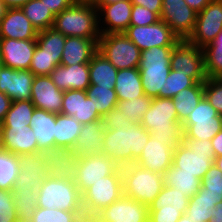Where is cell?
Instances as JSON below:
<instances>
[{
  "label": "cell",
  "mask_w": 222,
  "mask_h": 222,
  "mask_svg": "<svg viewBox=\"0 0 222 222\" xmlns=\"http://www.w3.org/2000/svg\"><path fill=\"white\" fill-rule=\"evenodd\" d=\"M7 8H21L30 0H1Z\"/></svg>",
  "instance_id": "obj_61"
},
{
  "label": "cell",
  "mask_w": 222,
  "mask_h": 222,
  "mask_svg": "<svg viewBox=\"0 0 222 222\" xmlns=\"http://www.w3.org/2000/svg\"><path fill=\"white\" fill-rule=\"evenodd\" d=\"M124 0H99L95 5H107L113 4Z\"/></svg>",
  "instance_id": "obj_63"
},
{
  "label": "cell",
  "mask_w": 222,
  "mask_h": 222,
  "mask_svg": "<svg viewBox=\"0 0 222 222\" xmlns=\"http://www.w3.org/2000/svg\"><path fill=\"white\" fill-rule=\"evenodd\" d=\"M20 170L19 156L0 151V189L12 191Z\"/></svg>",
  "instance_id": "obj_39"
},
{
  "label": "cell",
  "mask_w": 222,
  "mask_h": 222,
  "mask_svg": "<svg viewBox=\"0 0 222 222\" xmlns=\"http://www.w3.org/2000/svg\"><path fill=\"white\" fill-rule=\"evenodd\" d=\"M222 201V171L212 164L201 180L200 190L190 198L189 202H205L212 205Z\"/></svg>",
  "instance_id": "obj_31"
},
{
  "label": "cell",
  "mask_w": 222,
  "mask_h": 222,
  "mask_svg": "<svg viewBox=\"0 0 222 222\" xmlns=\"http://www.w3.org/2000/svg\"><path fill=\"white\" fill-rule=\"evenodd\" d=\"M38 207L83 211L82 194L74 180L49 175L37 190Z\"/></svg>",
  "instance_id": "obj_6"
},
{
  "label": "cell",
  "mask_w": 222,
  "mask_h": 222,
  "mask_svg": "<svg viewBox=\"0 0 222 222\" xmlns=\"http://www.w3.org/2000/svg\"><path fill=\"white\" fill-rule=\"evenodd\" d=\"M211 213L213 216L209 222H222V201L215 205Z\"/></svg>",
  "instance_id": "obj_60"
},
{
  "label": "cell",
  "mask_w": 222,
  "mask_h": 222,
  "mask_svg": "<svg viewBox=\"0 0 222 222\" xmlns=\"http://www.w3.org/2000/svg\"><path fill=\"white\" fill-rule=\"evenodd\" d=\"M49 175L59 179L74 180L78 155L72 150L54 149L42 152Z\"/></svg>",
  "instance_id": "obj_28"
},
{
  "label": "cell",
  "mask_w": 222,
  "mask_h": 222,
  "mask_svg": "<svg viewBox=\"0 0 222 222\" xmlns=\"http://www.w3.org/2000/svg\"><path fill=\"white\" fill-rule=\"evenodd\" d=\"M105 128L102 121L82 125L77 142L72 149L78 157L99 154L102 152Z\"/></svg>",
  "instance_id": "obj_30"
},
{
  "label": "cell",
  "mask_w": 222,
  "mask_h": 222,
  "mask_svg": "<svg viewBox=\"0 0 222 222\" xmlns=\"http://www.w3.org/2000/svg\"><path fill=\"white\" fill-rule=\"evenodd\" d=\"M190 198L176 188L166 186L150 204L148 222H178L186 213Z\"/></svg>",
  "instance_id": "obj_11"
},
{
  "label": "cell",
  "mask_w": 222,
  "mask_h": 222,
  "mask_svg": "<svg viewBox=\"0 0 222 222\" xmlns=\"http://www.w3.org/2000/svg\"><path fill=\"white\" fill-rule=\"evenodd\" d=\"M215 157L210 140L183 139L173 150L172 166L178 173L194 174L202 180Z\"/></svg>",
  "instance_id": "obj_5"
},
{
  "label": "cell",
  "mask_w": 222,
  "mask_h": 222,
  "mask_svg": "<svg viewBox=\"0 0 222 222\" xmlns=\"http://www.w3.org/2000/svg\"><path fill=\"white\" fill-rule=\"evenodd\" d=\"M214 207L215 205L205 202H189L185 214L193 222H209L213 216L211 211Z\"/></svg>",
  "instance_id": "obj_51"
},
{
  "label": "cell",
  "mask_w": 222,
  "mask_h": 222,
  "mask_svg": "<svg viewBox=\"0 0 222 222\" xmlns=\"http://www.w3.org/2000/svg\"><path fill=\"white\" fill-rule=\"evenodd\" d=\"M114 90L118 101L131 100L145 95L139 68L118 70Z\"/></svg>",
  "instance_id": "obj_32"
},
{
  "label": "cell",
  "mask_w": 222,
  "mask_h": 222,
  "mask_svg": "<svg viewBox=\"0 0 222 222\" xmlns=\"http://www.w3.org/2000/svg\"><path fill=\"white\" fill-rule=\"evenodd\" d=\"M2 150L21 156L42 152L31 126H0Z\"/></svg>",
  "instance_id": "obj_21"
},
{
  "label": "cell",
  "mask_w": 222,
  "mask_h": 222,
  "mask_svg": "<svg viewBox=\"0 0 222 222\" xmlns=\"http://www.w3.org/2000/svg\"><path fill=\"white\" fill-rule=\"evenodd\" d=\"M17 219L30 222L38 208L37 191L12 190Z\"/></svg>",
  "instance_id": "obj_42"
},
{
  "label": "cell",
  "mask_w": 222,
  "mask_h": 222,
  "mask_svg": "<svg viewBox=\"0 0 222 222\" xmlns=\"http://www.w3.org/2000/svg\"><path fill=\"white\" fill-rule=\"evenodd\" d=\"M61 91H86L90 84L89 63L70 66L58 65L49 75Z\"/></svg>",
  "instance_id": "obj_25"
},
{
  "label": "cell",
  "mask_w": 222,
  "mask_h": 222,
  "mask_svg": "<svg viewBox=\"0 0 222 222\" xmlns=\"http://www.w3.org/2000/svg\"><path fill=\"white\" fill-rule=\"evenodd\" d=\"M215 156L222 155V129L210 140Z\"/></svg>",
  "instance_id": "obj_58"
},
{
  "label": "cell",
  "mask_w": 222,
  "mask_h": 222,
  "mask_svg": "<svg viewBox=\"0 0 222 222\" xmlns=\"http://www.w3.org/2000/svg\"><path fill=\"white\" fill-rule=\"evenodd\" d=\"M118 69L98 51L89 62L90 84L114 87Z\"/></svg>",
  "instance_id": "obj_34"
},
{
  "label": "cell",
  "mask_w": 222,
  "mask_h": 222,
  "mask_svg": "<svg viewBox=\"0 0 222 222\" xmlns=\"http://www.w3.org/2000/svg\"><path fill=\"white\" fill-rule=\"evenodd\" d=\"M64 91L58 89L49 75L35 76L32 83L31 102L35 108L59 114Z\"/></svg>",
  "instance_id": "obj_22"
},
{
  "label": "cell",
  "mask_w": 222,
  "mask_h": 222,
  "mask_svg": "<svg viewBox=\"0 0 222 222\" xmlns=\"http://www.w3.org/2000/svg\"><path fill=\"white\" fill-rule=\"evenodd\" d=\"M11 222H20L18 219H15L14 221H11Z\"/></svg>",
  "instance_id": "obj_70"
},
{
  "label": "cell",
  "mask_w": 222,
  "mask_h": 222,
  "mask_svg": "<svg viewBox=\"0 0 222 222\" xmlns=\"http://www.w3.org/2000/svg\"><path fill=\"white\" fill-rule=\"evenodd\" d=\"M174 46L152 47L141 51L139 71L146 96L163 98L166 79L171 71L170 61Z\"/></svg>",
  "instance_id": "obj_3"
},
{
  "label": "cell",
  "mask_w": 222,
  "mask_h": 222,
  "mask_svg": "<svg viewBox=\"0 0 222 222\" xmlns=\"http://www.w3.org/2000/svg\"><path fill=\"white\" fill-rule=\"evenodd\" d=\"M214 164L222 171V155L215 157Z\"/></svg>",
  "instance_id": "obj_64"
},
{
  "label": "cell",
  "mask_w": 222,
  "mask_h": 222,
  "mask_svg": "<svg viewBox=\"0 0 222 222\" xmlns=\"http://www.w3.org/2000/svg\"><path fill=\"white\" fill-rule=\"evenodd\" d=\"M123 195L148 207L164 187V178L133 163L121 168Z\"/></svg>",
  "instance_id": "obj_7"
},
{
  "label": "cell",
  "mask_w": 222,
  "mask_h": 222,
  "mask_svg": "<svg viewBox=\"0 0 222 222\" xmlns=\"http://www.w3.org/2000/svg\"><path fill=\"white\" fill-rule=\"evenodd\" d=\"M152 98L143 95L131 100L118 101L117 109L123 112L124 116H128V120L133 125L141 124V120L145 112L149 109Z\"/></svg>",
  "instance_id": "obj_44"
},
{
  "label": "cell",
  "mask_w": 222,
  "mask_h": 222,
  "mask_svg": "<svg viewBox=\"0 0 222 222\" xmlns=\"http://www.w3.org/2000/svg\"><path fill=\"white\" fill-rule=\"evenodd\" d=\"M17 219L13 192L0 189V222H11Z\"/></svg>",
  "instance_id": "obj_50"
},
{
  "label": "cell",
  "mask_w": 222,
  "mask_h": 222,
  "mask_svg": "<svg viewBox=\"0 0 222 222\" xmlns=\"http://www.w3.org/2000/svg\"><path fill=\"white\" fill-rule=\"evenodd\" d=\"M204 97V83H196L180 91L172 99L178 115V120L183 123L190 113L197 107Z\"/></svg>",
  "instance_id": "obj_35"
},
{
  "label": "cell",
  "mask_w": 222,
  "mask_h": 222,
  "mask_svg": "<svg viewBox=\"0 0 222 222\" xmlns=\"http://www.w3.org/2000/svg\"><path fill=\"white\" fill-rule=\"evenodd\" d=\"M212 0H185L186 4L196 13L201 12Z\"/></svg>",
  "instance_id": "obj_59"
},
{
  "label": "cell",
  "mask_w": 222,
  "mask_h": 222,
  "mask_svg": "<svg viewBox=\"0 0 222 222\" xmlns=\"http://www.w3.org/2000/svg\"><path fill=\"white\" fill-rule=\"evenodd\" d=\"M34 109L31 100L12 101L0 126H30Z\"/></svg>",
  "instance_id": "obj_41"
},
{
  "label": "cell",
  "mask_w": 222,
  "mask_h": 222,
  "mask_svg": "<svg viewBox=\"0 0 222 222\" xmlns=\"http://www.w3.org/2000/svg\"><path fill=\"white\" fill-rule=\"evenodd\" d=\"M48 10L54 15H58L66 8L70 7L75 1L74 0H41Z\"/></svg>",
  "instance_id": "obj_55"
},
{
  "label": "cell",
  "mask_w": 222,
  "mask_h": 222,
  "mask_svg": "<svg viewBox=\"0 0 222 222\" xmlns=\"http://www.w3.org/2000/svg\"><path fill=\"white\" fill-rule=\"evenodd\" d=\"M86 93L101 116L117 106L118 100L114 87H100L99 85L91 84Z\"/></svg>",
  "instance_id": "obj_38"
},
{
  "label": "cell",
  "mask_w": 222,
  "mask_h": 222,
  "mask_svg": "<svg viewBox=\"0 0 222 222\" xmlns=\"http://www.w3.org/2000/svg\"><path fill=\"white\" fill-rule=\"evenodd\" d=\"M197 82L192 78L186 75L183 72H177L176 70L170 71L166 83H165V92H163V98H173L183 89L192 87Z\"/></svg>",
  "instance_id": "obj_46"
},
{
  "label": "cell",
  "mask_w": 222,
  "mask_h": 222,
  "mask_svg": "<svg viewBox=\"0 0 222 222\" xmlns=\"http://www.w3.org/2000/svg\"><path fill=\"white\" fill-rule=\"evenodd\" d=\"M174 148V146L164 145L157 138L150 136L135 164L163 175L172 166Z\"/></svg>",
  "instance_id": "obj_24"
},
{
  "label": "cell",
  "mask_w": 222,
  "mask_h": 222,
  "mask_svg": "<svg viewBox=\"0 0 222 222\" xmlns=\"http://www.w3.org/2000/svg\"><path fill=\"white\" fill-rule=\"evenodd\" d=\"M222 31V0H212L201 12L197 19L193 33L187 41L203 48L211 43Z\"/></svg>",
  "instance_id": "obj_15"
},
{
  "label": "cell",
  "mask_w": 222,
  "mask_h": 222,
  "mask_svg": "<svg viewBox=\"0 0 222 222\" xmlns=\"http://www.w3.org/2000/svg\"><path fill=\"white\" fill-rule=\"evenodd\" d=\"M80 90L64 91L61 113L73 116L79 122Z\"/></svg>",
  "instance_id": "obj_52"
},
{
  "label": "cell",
  "mask_w": 222,
  "mask_h": 222,
  "mask_svg": "<svg viewBox=\"0 0 222 222\" xmlns=\"http://www.w3.org/2000/svg\"><path fill=\"white\" fill-rule=\"evenodd\" d=\"M3 66H4V64H3L2 58L0 56V70H1V68H3Z\"/></svg>",
  "instance_id": "obj_68"
},
{
  "label": "cell",
  "mask_w": 222,
  "mask_h": 222,
  "mask_svg": "<svg viewBox=\"0 0 222 222\" xmlns=\"http://www.w3.org/2000/svg\"><path fill=\"white\" fill-rule=\"evenodd\" d=\"M66 37L100 38L98 9L92 4L74 2L55 16L52 26Z\"/></svg>",
  "instance_id": "obj_4"
},
{
  "label": "cell",
  "mask_w": 222,
  "mask_h": 222,
  "mask_svg": "<svg viewBox=\"0 0 222 222\" xmlns=\"http://www.w3.org/2000/svg\"><path fill=\"white\" fill-rule=\"evenodd\" d=\"M36 45V39L0 38V56L4 66L14 70H29Z\"/></svg>",
  "instance_id": "obj_20"
},
{
  "label": "cell",
  "mask_w": 222,
  "mask_h": 222,
  "mask_svg": "<svg viewBox=\"0 0 222 222\" xmlns=\"http://www.w3.org/2000/svg\"><path fill=\"white\" fill-rule=\"evenodd\" d=\"M98 52L118 70L139 68L141 50L124 34H101Z\"/></svg>",
  "instance_id": "obj_9"
},
{
  "label": "cell",
  "mask_w": 222,
  "mask_h": 222,
  "mask_svg": "<svg viewBox=\"0 0 222 222\" xmlns=\"http://www.w3.org/2000/svg\"><path fill=\"white\" fill-rule=\"evenodd\" d=\"M197 13L185 0H163L160 20L164 21L180 39L187 40L193 33Z\"/></svg>",
  "instance_id": "obj_16"
},
{
  "label": "cell",
  "mask_w": 222,
  "mask_h": 222,
  "mask_svg": "<svg viewBox=\"0 0 222 222\" xmlns=\"http://www.w3.org/2000/svg\"><path fill=\"white\" fill-rule=\"evenodd\" d=\"M99 38L66 37L60 64L70 66L89 63L98 51Z\"/></svg>",
  "instance_id": "obj_27"
},
{
  "label": "cell",
  "mask_w": 222,
  "mask_h": 222,
  "mask_svg": "<svg viewBox=\"0 0 222 222\" xmlns=\"http://www.w3.org/2000/svg\"><path fill=\"white\" fill-rule=\"evenodd\" d=\"M148 215L147 205L123 195L92 219L95 222H148Z\"/></svg>",
  "instance_id": "obj_17"
},
{
  "label": "cell",
  "mask_w": 222,
  "mask_h": 222,
  "mask_svg": "<svg viewBox=\"0 0 222 222\" xmlns=\"http://www.w3.org/2000/svg\"><path fill=\"white\" fill-rule=\"evenodd\" d=\"M34 77L30 70H14L3 66L0 70V92L12 101L31 100Z\"/></svg>",
  "instance_id": "obj_23"
},
{
  "label": "cell",
  "mask_w": 222,
  "mask_h": 222,
  "mask_svg": "<svg viewBox=\"0 0 222 222\" xmlns=\"http://www.w3.org/2000/svg\"><path fill=\"white\" fill-rule=\"evenodd\" d=\"M55 124L56 114L43 109L35 108L30 120L39 149L43 152L55 149Z\"/></svg>",
  "instance_id": "obj_29"
},
{
  "label": "cell",
  "mask_w": 222,
  "mask_h": 222,
  "mask_svg": "<svg viewBox=\"0 0 222 222\" xmlns=\"http://www.w3.org/2000/svg\"><path fill=\"white\" fill-rule=\"evenodd\" d=\"M11 104L12 99H10L5 93L0 92V124L4 120Z\"/></svg>",
  "instance_id": "obj_57"
},
{
  "label": "cell",
  "mask_w": 222,
  "mask_h": 222,
  "mask_svg": "<svg viewBox=\"0 0 222 222\" xmlns=\"http://www.w3.org/2000/svg\"><path fill=\"white\" fill-rule=\"evenodd\" d=\"M160 17L140 5H133L131 13V21L129 25L144 26L157 23Z\"/></svg>",
  "instance_id": "obj_53"
},
{
  "label": "cell",
  "mask_w": 222,
  "mask_h": 222,
  "mask_svg": "<svg viewBox=\"0 0 222 222\" xmlns=\"http://www.w3.org/2000/svg\"><path fill=\"white\" fill-rule=\"evenodd\" d=\"M211 43H222V31L216 36Z\"/></svg>",
  "instance_id": "obj_67"
},
{
  "label": "cell",
  "mask_w": 222,
  "mask_h": 222,
  "mask_svg": "<svg viewBox=\"0 0 222 222\" xmlns=\"http://www.w3.org/2000/svg\"><path fill=\"white\" fill-rule=\"evenodd\" d=\"M183 139L211 140L222 129V116L203 97L182 123Z\"/></svg>",
  "instance_id": "obj_10"
},
{
  "label": "cell",
  "mask_w": 222,
  "mask_h": 222,
  "mask_svg": "<svg viewBox=\"0 0 222 222\" xmlns=\"http://www.w3.org/2000/svg\"><path fill=\"white\" fill-rule=\"evenodd\" d=\"M204 97L222 116V78H207L204 82Z\"/></svg>",
  "instance_id": "obj_48"
},
{
  "label": "cell",
  "mask_w": 222,
  "mask_h": 222,
  "mask_svg": "<svg viewBox=\"0 0 222 222\" xmlns=\"http://www.w3.org/2000/svg\"><path fill=\"white\" fill-rule=\"evenodd\" d=\"M76 3L95 5L99 0H74Z\"/></svg>",
  "instance_id": "obj_65"
},
{
  "label": "cell",
  "mask_w": 222,
  "mask_h": 222,
  "mask_svg": "<svg viewBox=\"0 0 222 222\" xmlns=\"http://www.w3.org/2000/svg\"><path fill=\"white\" fill-rule=\"evenodd\" d=\"M20 9L38 32L53 26L55 16L41 0H30Z\"/></svg>",
  "instance_id": "obj_37"
},
{
  "label": "cell",
  "mask_w": 222,
  "mask_h": 222,
  "mask_svg": "<svg viewBox=\"0 0 222 222\" xmlns=\"http://www.w3.org/2000/svg\"><path fill=\"white\" fill-rule=\"evenodd\" d=\"M170 67L177 72L186 73L197 83H204L207 79L202 48L190 44L187 40H180L174 46Z\"/></svg>",
  "instance_id": "obj_12"
},
{
  "label": "cell",
  "mask_w": 222,
  "mask_h": 222,
  "mask_svg": "<svg viewBox=\"0 0 222 222\" xmlns=\"http://www.w3.org/2000/svg\"><path fill=\"white\" fill-rule=\"evenodd\" d=\"M164 185L183 192L189 198L194 196L201 188V180L194 174L178 173V168L171 166L163 174Z\"/></svg>",
  "instance_id": "obj_36"
},
{
  "label": "cell",
  "mask_w": 222,
  "mask_h": 222,
  "mask_svg": "<svg viewBox=\"0 0 222 222\" xmlns=\"http://www.w3.org/2000/svg\"><path fill=\"white\" fill-rule=\"evenodd\" d=\"M83 222H95L93 219H84Z\"/></svg>",
  "instance_id": "obj_69"
},
{
  "label": "cell",
  "mask_w": 222,
  "mask_h": 222,
  "mask_svg": "<svg viewBox=\"0 0 222 222\" xmlns=\"http://www.w3.org/2000/svg\"><path fill=\"white\" fill-rule=\"evenodd\" d=\"M163 0H131L133 5H140L148 10L156 13L159 17L161 15Z\"/></svg>",
  "instance_id": "obj_56"
},
{
  "label": "cell",
  "mask_w": 222,
  "mask_h": 222,
  "mask_svg": "<svg viewBox=\"0 0 222 222\" xmlns=\"http://www.w3.org/2000/svg\"><path fill=\"white\" fill-rule=\"evenodd\" d=\"M178 222H193V221L190 220V218L186 214H183L181 218L178 220Z\"/></svg>",
  "instance_id": "obj_66"
},
{
  "label": "cell",
  "mask_w": 222,
  "mask_h": 222,
  "mask_svg": "<svg viewBox=\"0 0 222 222\" xmlns=\"http://www.w3.org/2000/svg\"><path fill=\"white\" fill-rule=\"evenodd\" d=\"M95 6L100 34L123 33L129 27L133 7L131 0Z\"/></svg>",
  "instance_id": "obj_19"
},
{
  "label": "cell",
  "mask_w": 222,
  "mask_h": 222,
  "mask_svg": "<svg viewBox=\"0 0 222 222\" xmlns=\"http://www.w3.org/2000/svg\"><path fill=\"white\" fill-rule=\"evenodd\" d=\"M102 116L97 112L92 104V100L87 96L86 91L80 90L79 122L82 125L94 121H100Z\"/></svg>",
  "instance_id": "obj_49"
},
{
  "label": "cell",
  "mask_w": 222,
  "mask_h": 222,
  "mask_svg": "<svg viewBox=\"0 0 222 222\" xmlns=\"http://www.w3.org/2000/svg\"><path fill=\"white\" fill-rule=\"evenodd\" d=\"M66 36L53 27L39 31L37 34V46L50 58H61Z\"/></svg>",
  "instance_id": "obj_40"
},
{
  "label": "cell",
  "mask_w": 222,
  "mask_h": 222,
  "mask_svg": "<svg viewBox=\"0 0 222 222\" xmlns=\"http://www.w3.org/2000/svg\"><path fill=\"white\" fill-rule=\"evenodd\" d=\"M82 124L73 116L56 114L55 149L72 150L77 142Z\"/></svg>",
  "instance_id": "obj_33"
},
{
  "label": "cell",
  "mask_w": 222,
  "mask_h": 222,
  "mask_svg": "<svg viewBox=\"0 0 222 222\" xmlns=\"http://www.w3.org/2000/svg\"><path fill=\"white\" fill-rule=\"evenodd\" d=\"M202 50L207 78H222V43H209Z\"/></svg>",
  "instance_id": "obj_45"
},
{
  "label": "cell",
  "mask_w": 222,
  "mask_h": 222,
  "mask_svg": "<svg viewBox=\"0 0 222 222\" xmlns=\"http://www.w3.org/2000/svg\"><path fill=\"white\" fill-rule=\"evenodd\" d=\"M101 121L105 129L128 128L132 125L128 116H124L123 112H120L117 107L104 114Z\"/></svg>",
  "instance_id": "obj_54"
},
{
  "label": "cell",
  "mask_w": 222,
  "mask_h": 222,
  "mask_svg": "<svg viewBox=\"0 0 222 222\" xmlns=\"http://www.w3.org/2000/svg\"><path fill=\"white\" fill-rule=\"evenodd\" d=\"M61 58H50L43 53V50L36 45L34 51L30 71L35 76L50 75V73L60 65Z\"/></svg>",
  "instance_id": "obj_47"
},
{
  "label": "cell",
  "mask_w": 222,
  "mask_h": 222,
  "mask_svg": "<svg viewBox=\"0 0 222 222\" xmlns=\"http://www.w3.org/2000/svg\"><path fill=\"white\" fill-rule=\"evenodd\" d=\"M7 9L6 5L0 0V22L4 18Z\"/></svg>",
  "instance_id": "obj_62"
},
{
  "label": "cell",
  "mask_w": 222,
  "mask_h": 222,
  "mask_svg": "<svg viewBox=\"0 0 222 222\" xmlns=\"http://www.w3.org/2000/svg\"><path fill=\"white\" fill-rule=\"evenodd\" d=\"M141 51L152 47L175 46L180 39L162 20L144 26L129 25L123 32Z\"/></svg>",
  "instance_id": "obj_13"
},
{
  "label": "cell",
  "mask_w": 222,
  "mask_h": 222,
  "mask_svg": "<svg viewBox=\"0 0 222 222\" xmlns=\"http://www.w3.org/2000/svg\"><path fill=\"white\" fill-rule=\"evenodd\" d=\"M20 170L13 190L37 191L44 179L49 176L42 152L19 156Z\"/></svg>",
  "instance_id": "obj_18"
},
{
  "label": "cell",
  "mask_w": 222,
  "mask_h": 222,
  "mask_svg": "<svg viewBox=\"0 0 222 222\" xmlns=\"http://www.w3.org/2000/svg\"><path fill=\"white\" fill-rule=\"evenodd\" d=\"M150 132L141 124L126 128L105 129L102 152L119 167L135 163L141 155Z\"/></svg>",
  "instance_id": "obj_1"
},
{
  "label": "cell",
  "mask_w": 222,
  "mask_h": 222,
  "mask_svg": "<svg viewBox=\"0 0 222 222\" xmlns=\"http://www.w3.org/2000/svg\"><path fill=\"white\" fill-rule=\"evenodd\" d=\"M123 196V178L121 167L113 174L93 183L82 194L83 212L86 219H92L102 209Z\"/></svg>",
  "instance_id": "obj_8"
},
{
  "label": "cell",
  "mask_w": 222,
  "mask_h": 222,
  "mask_svg": "<svg viewBox=\"0 0 222 222\" xmlns=\"http://www.w3.org/2000/svg\"><path fill=\"white\" fill-rule=\"evenodd\" d=\"M119 166L103 153L79 157L74 182L83 194L93 183L113 174Z\"/></svg>",
  "instance_id": "obj_14"
},
{
  "label": "cell",
  "mask_w": 222,
  "mask_h": 222,
  "mask_svg": "<svg viewBox=\"0 0 222 222\" xmlns=\"http://www.w3.org/2000/svg\"><path fill=\"white\" fill-rule=\"evenodd\" d=\"M141 125L164 145L176 147L183 142L182 123L172 98H152L149 109L145 112Z\"/></svg>",
  "instance_id": "obj_2"
},
{
  "label": "cell",
  "mask_w": 222,
  "mask_h": 222,
  "mask_svg": "<svg viewBox=\"0 0 222 222\" xmlns=\"http://www.w3.org/2000/svg\"><path fill=\"white\" fill-rule=\"evenodd\" d=\"M83 211H64L38 207L30 222H83Z\"/></svg>",
  "instance_id": "obj_43"
},
{
  "label": "cell",
  "mask_w": 222,
  "mask_h": 222,
  "mask_svg": "<svg viewBox=\"0 0 222 222\" xmlns=\"http://www.w3.org/2000/svg\"><path fill=\"white\" fill-rule=\"evenodd\" d=\"M38 31L20 8H8L0 22V38L36 39Z\"/></svg>",
  "instance_id": "obj_26"
}]
</instances>
